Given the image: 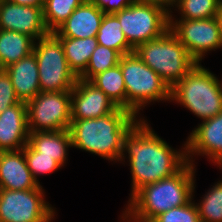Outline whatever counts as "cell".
<instances>
[{
	"label": "cell",
	"mask_w": 222,
	"mask_h": 222,
	"mask_svg": "<svg viewBox=\"0 0 222 222\" xmlns=\"http://www.w3.org/2000/svg\"><path fill=\"white\" fill-rule=\"evenodd\" d=\"M170 30L197 63H201L207 52L222 47V25L219 16L178 21L170 14Z\"/></svg>",
	"instance_id": "cell-11"
},
{
	"label": "cell",
	"mask_w": 222,
	"mask_h": 222,
	"mask_svg": "<svg viewBox=\"0 0 222 222\" xmlns=\"http://www.w3.org/2000/svg\"><path fill=\"white\" fill-rule=\"evenodd\" d=\"M63 45L70 70L79 78L86 70L92 53L98 45L96 37H58Z\"/></svg>",
	"instance_id": "cell-21"
},
{
	"label": "cell",
	"mask_w": 222,
	"mask_h": 222,
	"mask_svg": "<svg viewBox=\"0 0 222 222\" xmlns=\"http://www.w3.org/2000/svg\"><path fill=\"white\" fill-rule=\"evenodd\" d=\"M123 216L121 218H123V222H131L130 219L123 213ZM125 220V221H124Z\"/></svg>",
	"instance_id": "cell-34"
},
{
	"label": "cell",
	"mask_w": 222,
	"mask_h": 222,
	"mask_svg": "<svg viewBox=\"0 0 222 222\" xmlns=\"http://www.w3.org/2000/svg\"><path fill=\"white\" fill-rule=\"evenodd\" d=\"M187 161L194 164L192 157L205 155L210 161L222 167V112L202 121L186 139ZM222 169V168H221Z\"/></svg>",
	"instance_id": "cell-13"
},
{
	"label": "cell",
	"mask_w": 222,
	"mask_h": 222,
	"mask_svg": "<svg viewBox=\"0 0 222 222\" xmlns=\"http://www.w3.org/2000/svg\"><path fill=\"white\" fill-rule=\"evenodd\" d=\"M219 6L221 7L222 6V0H217Z\"/></svg>",
	"instance_id": "cell-36"
},
{
	"label": "cell",
	"mask_w": 222,
	"mask_h": 222,
	"mask_svg": "<svg viewBox=\"0 0 222 222\" xmlns=\"http://www.w3.org/2000/svg\"><path fill=\"white\" fill-rule=\"evenodd\" d=\"M219 18L221 20V25H222V6L220 7Z\"/></svg>",
	"instance_id": "cell-35"
},
{
	"label": "cell",
	"mask_w": 222,
	"mask_h": 222,
	"mask_svg": "<svg viewBox=\"0 0 222 222\" xmlns=\"http://www.w3.org/2000/svg\"><path fill=\"white\" fill-rule=\"evenodd\" d=\"M40 186L28 190L0 189V222H51L56 211Z\"/></svg>",
	"instance_id": "cell-9"
},
{
	"label": "cell",
	"mask_w": 222,
	"mask_h": 222,
	"mask_svg": "<svg viewBox=\"0 0 222 222\" xmlns=\"http://www.w3.org/2000/svg\"><path fill=\"white\" fill-rule=\"evenodd\" d=\"M0 29L29 35L35 41L50 33L43 7L18 5L8 0H0Z\"/></svg>",
	"instance_id": "cell-12"
},
{
	"label": "cell",
	"mask_w": 222,
	"mask_h": 222,
	"mask_svg": "<svg viewBox=\"0 0 222 222\" xmlns=\"http://www.w3.org/2000/svg\"><path fill=\"white\" fill-rule=\"evenodd\" d=\"M181 14L178 19L196 20L219 16L217 0H178L176 7Z\"/></svg>",
	"instance_id": "cell-27"
},
{
	"label": "cell",
	"mask_w": 222,
	"mask_h": 222,
	"mask_svg": "<svg viewBox=\"0 0 222 222\" xmlns=\"http://www.w3.org/2000/svg\"><path fill=\"white\" fill-rule=\"evenodd\" d=\"M170 101L207 120L222 112V81L198 63L171 89Z\"/></svg>",
	"instance_id": "cell-4"
},
{
	"label": "cell",
	"mask_w": 222,
	"mask_h": 222,
	"mask_svg": "<svg viewBox=\"0 0 222 222\" xmlns=\"http://www.w3.org/2000/svg\"><path fill=\"white\" fill-rule=\"evenodd\" d=\"M90 82L101 89L118 107L127 109L126 87L119 64L95 75Z\"/></svg>",
	"instance_id": "cell-23"
},
{
	"label": "cell",
	"mask_w": 222,
	"mask_h": 222,
	"mask_svg": "<svg viewBox=\"0 0 222 222\" xmlns=\"http://www.w3.org/2000/svg\"><path fill=\"white\" fill-rule=\"evenodd\" d=\"M104 12L92 2L84 1L53 33L57 37H96Z\"/></svg>",
	"instance_id": "cell-17"
},
{
	"label": "cell",
	"mask_w": 222,
	"mask_h": 222,
	"mask_svg": "<svg viewBox=\"0 0 222 222\" xmlns=\"http://www.w3.org/2000/svg\"><path fill=\"white\" fill-rule=\"evenodd\" d=\"M34 42L29 35L0 29V69H5L30 55Z\"/></svg>",
	"instance_id": "cell-20"
},
{
	"label": "cell",
	"mask_w": 222,
	"mask_h": 222,
	"mask_svg": "<svg viewBox=\"0 0 222 222\" xmlns=\"http://www.w3.org/2000/svg\"><path fill=\"white\" fill-rule=\"evenodd\" d=\"M195 164L187 162L178 172L139 189L123 213L131 222H151L159 214L183 206L193 198Z\"/></svg>",
	"instance_id": "cell-3"
},
{
	"label": "cell",
	"mask_w": 222,
	"mask_h": 222,
	"mask_svg": "<svg viewBox=\"0 0 222 222\" xmlns=\"http://www.w3.org/2000/svg\"><path fill=\"white\" fill-rule=\"evenodd\" d=\"M26 106L29 133L69 129L71 92H40Z\"/></svg>",
	"instance_id": "cell-10"
},
{
	"label": "cell",
	"mask_w": 222,
	"mask_h": 222,
	"mask_svg": "<svg viewBox=\"0 0 222 222\" xmlns=\"http://www.w3.org/2000/svg\"><path fill=\"white\" fill-rule=\"evenodd\" d=\"M22 150L24 152L27 166L31 171L34 180L39 185L38 175H46L55 172L62 167L53 157L40 156V153L35 151L29 144H27Z\"/></svg>",
	"instance_id": "cell-28"
},
{
	"label": "cell",
	"mask_w": 222,
	"mask_h": 222,
	"mask_svg": "<svg viewBox=\"0 0 222 222\" xmlns=\"http://www.w3.org/2000/svg\"><path fill=\"white\" fill-rule=\"evenodd\" d=\"M128 43L138 45L161 37L170 28V14L163 8L137 2L114 13Z\"/></svg>",
	"instance_id": "cell-8"
},
{
	"label": "cell",
	"mask_w": 222,
	"mask_h": 222,
	"mask_svg": "<svg viewBox=\"0 0 222 222\" xmlns=\"http://www.w3.org/2000/svg\"><path fill=\"white\" fill-rule=\"evenodd\" d=\"M33 53L38 64L40 92H71L78 78L68 66L60 39L50 32L34 42Z\"/></svg>",
	"instance_id": "cell-7"
},
{
	"label": "cell",
	"mask_w": 222,
	"mask_h": 222,
	"mask_svg": "<svg viewBox=\"0 0 222 222\" xmlns=\"http://www.w3.org/2000/svg\"><path fill=\"white\" fill-rule=\"evenodd\" d=\"M28 137L27 106L20 101L0 114V151L22 150Z\"/></svg>",
	"instance_id": "cell-15"
},
{
	"label": "cell",
	"mask_w": 222,
	"mask_h": 222,
	"mask_svg": "<svg viewBox=\"0 0 222 222\" xmlns=\"http://www.w3.org/2000/svg\"><path fill=\"white\" fill-rule=\"evenodd\" d=\"M84 0H44L43 17L49 32H54Z\"/></svg>",
	"instance_id": "cell-24"
},
{
	"label": "cell",
	"mask_w": 222,
	"mask_h": 222,
	"mask_svg": "<svg viewBox=\"0 0 222 222\" xmlns=\"http://www.w3.org/2000/svg\"><path fill=\"white\" fill-rule=\"evenodd\" d=\"M199 202L195 204L201 222H222V180L214 184Z\"/></svg>",
	"instance_id": "cell-26"
},
{
	"label": "cell",
	"mask_w": 222,
	"mask_h": 222,
	"mask_svg": "<svg viewBox=\"0 0 222 222\" xmlns=\"http://www.w3.org/2000/svg\"><path fill=\"white\" fill-rule=\"evenodd\" d=\"M40 186L27 166L23 150L0 151V189L28 190Z\"/></svg>",
	"instance_id": "cell-16"
},
{
	"label": "cell",
	"mask_w": 222,
	"mask_h": 222,
	"mask_svg": "<svg viewBox=\"0 0 222 222\" xmlns=\"http://www.w3.org/2000/svg\"><path fill=\"white\" fill-rule=\"evenodd\" d=\"M134 52L170 89L198 64L170 28L161 37L138 45Z\"/></svg>",
	"instance_id": "cell-5"
},
{
	"label": "cell",
	"mask_w": 222,
	"mask_h": 222,
	"mask_svg": "<svg viewBox=\"0 0 222 222\" xmlns=\"http://www.w3.org/2000/svg\"><path fill=\"white\" fill-rule=\"evenodd\" d=\"M18 5L43 7L44 0H8Z\"/></svg>",
	"instance_id": "cell-33"
},
{
	"label": "cell",
	"mask_w": 222,
	"mask_h": 222,
	"mask_svg": "<svg viewBox=\"0 0 222 222\" xmlns=\"http://www.w3.org/2000/svg\"><path fill=\"white\" fill-rule=\"evenodd\" d=\"M28 144L40 156L53 157L61 166L66 164L68 148L72 147L69 130L29 133Z\"/></svg>",
	"instance_id": "cell-19"
},
{
	"label": "cell",
	"mask_w": 222,
	"mask_h": 222,
	"mask_svg": "<svg viewBox=\"0 0 222 222\" xmlns=\"http://www.w3.org/2000/svg\"><path fill=\"white\" fill-rule=\"evenodd\" d=\"M118 106L90 81L78 78L71 91V120L105 116Z\"/></svg>",
	"instance_id": "cell-14"
},
{
	"label": "cell",
	"mask_w": 222,
	"mask_h": 222,
	"mask_svg": "<svg viewBox=\"0 0 222 222\" xmlns=\"http://www.w3.org/2000/svg\"><path fill=\"white\" fill-rule=\"evenodd\" d=\"M119 65L126 87L127 110L137 116L151 102L171 100L169 86L135 52L122 55Z\"/></svg>",
	"instance_id": "cell-6"
},
{
	"label": "cell",
	"mask_w": 222,
	"mask_h": 222,
	"mask_svg": "<svg viewBox=\"0 0 222 222\" xmlns=\"http://www.w3.org/2000/svg\"><path fill=\"white\" fill-rule=\"evenodd\" d=\"M117 107L105 116L71 120L69 132L72 147L118 162L123 153L124 138L143 118Z\"/></svg>",
	"instance_id": "cell-2"
},
{
	"label": "cell",
	"mask_w": 222,
	"mask_h": 222,
	"mask_svg": "<svg viewBox=\"0 0 222 222\" xmlns=\"http://www.w3.org/2000/svg\"><path fill=\"white\" fill-rule=\"evenodd\" d=\"M121 55L111 48L97 45L80 79L90 81L95 75L111 69L119 64Z\"/></svg>",
	"instance_id": "cell-25"
},
{
	"label": "cell",
	"mask_w": 222,
	"mask_h": 222,
	"mask_svg": "<svg viewBox=\"0 0 222 222\" xmlns=\"http://www.w3.org/2000/svg\"><path fill=\"white\" fill-rule=\"evenodd\" d=\"M141 3L145 4H153L163 8L167 13L171 14L173 7H176L178 0H138Z\"/></svg>",
	"instance_id": "cell-32"
},
{
	"label": "cell",
	"mask_w": 222,
	"mask_h": 222,
	"mask_svg": "<svg viewBox=\"0 0 222 222\" xmlns=\"http://www.w3.org/2000/svg\"><path fill=\"white\" fill-rule=\"evenodd\" d=\"M96 39L99 45L116 50L121 56L134 52L114 14H104Z\"/></svg>",
	"instance_id": "cell-22"
},
{
	"label": "cell",
	"mask_w": 222,
	"mask_h": 222,
	"mask_svg": "<svg viewBox=\"0 0 222 222\" xmlns=\"http://www.w3.org/2000/svg\"><path fill=\"white\" fill-rule=\"evenodd\" d=\"M138 0H93L92 3L104 12V14H114L137 3Z\"/></svg>",
	"instance_id": "cell-31"
},
{
	"label": "cell",
	"mask_w": 222,
	"mask_h": 222,
	"mask_svg": "<svg viewBox=\"0 0 222 222\" xmlns=\"http://www.w3.org/2000/svg\"><path fill=\"white\" fill-rule=\"evenodd\" d=\"M19 102L8 73L4 69H0V114Z\"/></svg>",
	"instance_id": "cell-30"
},
{
	"label": "cell",
	"mask_w": 222,
	"mask_h": 222,
	"mask_svg": "<svg viewBox=\"0 0 222 222\" xmlns=\"http://www.w3.org/2000/svg\"><path fill=\"white\" fill-rule=\"evenodd\" d=\"M183 147L182 151L174 150L141 119L125 136L120 159L125 162L128 153L132 175L130 198L143 186L178 172L188 162L186 143Z\"/></svg>",
	"instance_id": "cell-1"
},
{
	"label": "cell",
	"mask_w": 222,
	"mask_h": 222,
	"mask_svg": "<svg viewBox=\"0 0 222 222\" xmlns=\"http://www.w3.org/2000/svg\"><path fill=\"white\" fill-rule=\"evenodd\" d=\"M151 222H201L198 209L193 199L179 207H174L159 214Z\"/></svg>",
	"instance_id": "cell-29"
},
{
	"label": "cell",
	"mask_w": 222,
	"mask_h": 222,
	"mask_svg": "<svg viewBox=\"0 0 222 222\" xmlns=\"http://www.w3.org/2000/svg\"><path fill=\"white\" fill-rule=\"evenodd\" d=\"M21 102L28 103L40 93V82L36 56L32 52L25 58L4 69Z\"/></svg>",
	"instance_id": "cell-18"
}]
</instances>
